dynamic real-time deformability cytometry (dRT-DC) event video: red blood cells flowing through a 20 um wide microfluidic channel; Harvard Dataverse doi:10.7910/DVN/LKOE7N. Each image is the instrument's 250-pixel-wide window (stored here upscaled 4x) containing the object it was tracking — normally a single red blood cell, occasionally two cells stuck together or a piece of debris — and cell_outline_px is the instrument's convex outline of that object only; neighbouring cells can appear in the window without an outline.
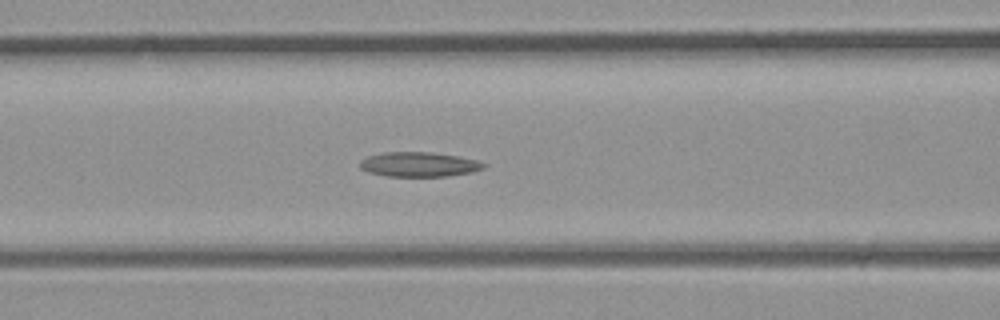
{"species": "common noctule bat (a hibernating species)", "species_latin": "Nyctalus noctula", "temperature_condition": "room temperature", "stored_images_in_passage": 36, "camera_frame_rate_fps": 3000, "um_per_image_px": 0.085, "animal": {"sex": "male", "body_mass_g": 23.1, "forearm_length_mm": 52.7}, "frame": {"image": 1, "passage_image": 15, "time_ms": 4.667, "image_size_px": [1000, 320], "cell_outline_px": [[488, 164], [484, 168], [472, 172], [448, 176], [384, 176], [368, 172], [360, 168], [360, 160], [368, 156], [384, 152], [428, 152], [456, 156], [476, 160]], "centroid_in_image_um": [35.6, 13.98], "position_along_channel_um": 131.0, "area_um2": 17.74}}
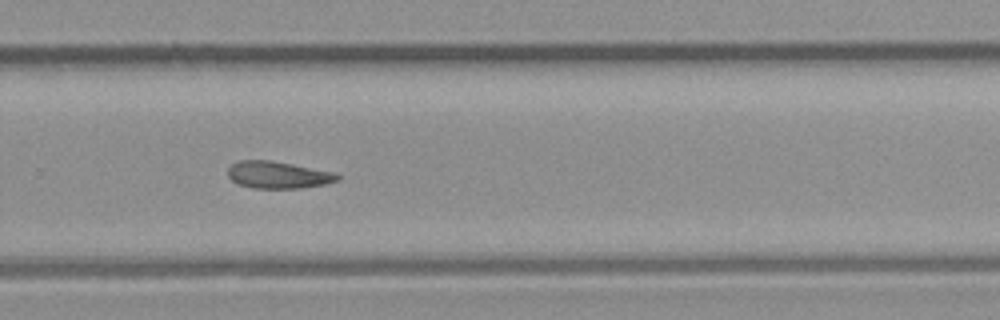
{"frame": {"image": 2, "passage_image": 24, "time_ms": 7.667, "image_size_px": [1000, 320], "cell_outline_px": [[340, 176], [336, 180], [324, 184], [300, 188], [252, 188], [236, 184], [228, 176], [228, 168], [232, 164], [240, 160], [272, 160], [336, 172]], "centroid_in_image_um": [23.61, 14.86], "position_along_channel_um": 306.2, "area_um2": 17.34}}
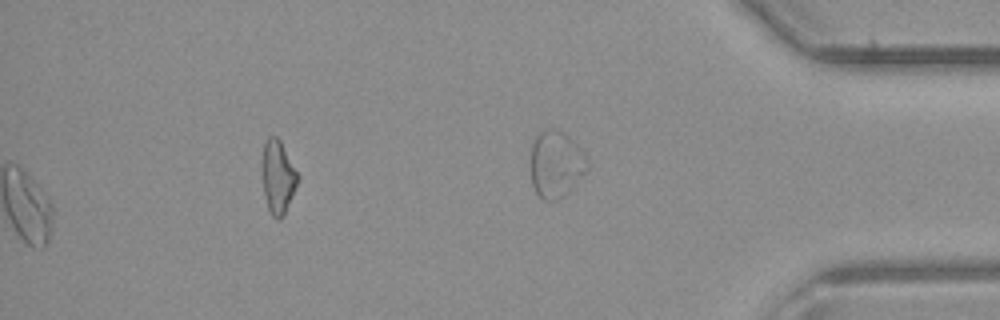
{"frame": {"image": 3, "passage_image": 36, "time_ms": 11.667, "image_size_px": [1000, 320], "cell_outline_px": [[300, 176], [292, 196], [280, 220], [276, 220], [272, 216], [268, 208], [264, 196], [264, 140], [268, 136], [276, 136], [280, 140]], "centroid_in_image_um": [23.65, 15.04], "position_along_channel_um": 411.6, "area_um2": 14.74}}